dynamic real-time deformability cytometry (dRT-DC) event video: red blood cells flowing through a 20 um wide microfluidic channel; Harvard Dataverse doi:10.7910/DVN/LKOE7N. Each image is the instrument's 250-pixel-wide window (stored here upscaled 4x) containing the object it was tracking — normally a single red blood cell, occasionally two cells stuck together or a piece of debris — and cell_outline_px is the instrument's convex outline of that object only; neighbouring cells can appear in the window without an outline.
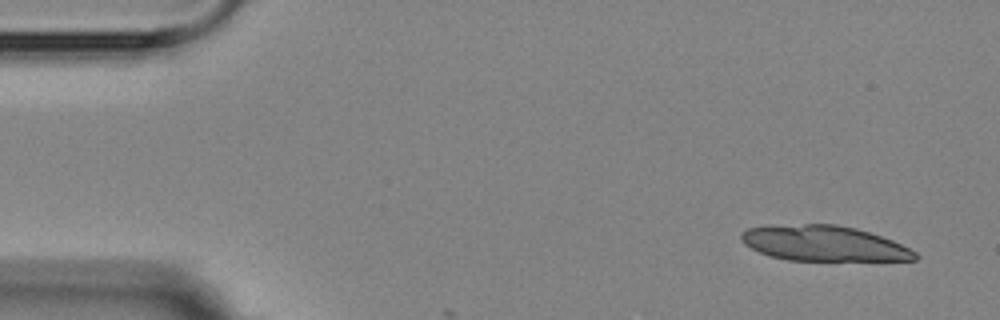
{"species": "Egyptian fruit bat (a non-hibernating species)", "species_latin": "Rousettus aegyptiacus", "temperature_condition": "room temperature", "stored_images_in_passage": 5, "camera_frame_rate_fps": 3000, "um_per_image_px": 0.085, "animal": {"sex": "female"}, "frame": {"image": 1, "passage_image": 1, "time_ms": 0.0, "image_size_px": [1000, 320], "cell_outline_px": [[920, 256], [916, 260], [788, 260], [772, 256], [760, 252], [744, 244], [740, 240], [740, 232], [748, 228], [768, 224], [836, 224], [856, 228], [892, 240], [916, 252]], "centroid_in_image_um": [69.97, 20.67], "position_along_channel_um": 15.0, "area_um2": 35.89}}